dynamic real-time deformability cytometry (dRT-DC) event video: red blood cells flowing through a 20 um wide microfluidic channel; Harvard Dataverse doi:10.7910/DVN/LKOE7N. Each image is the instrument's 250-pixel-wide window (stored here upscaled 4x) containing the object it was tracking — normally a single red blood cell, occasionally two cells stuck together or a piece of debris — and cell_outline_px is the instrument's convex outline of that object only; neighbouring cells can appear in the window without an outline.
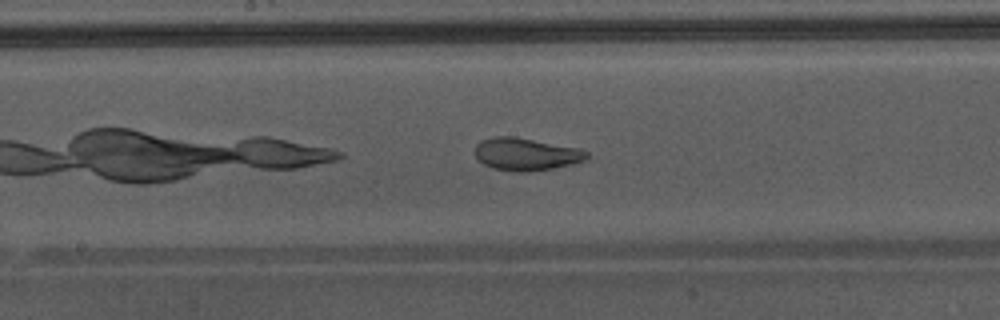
{"species": "Egyptian fruit bat (a non-hibernating species)", "species_latin": "Rousettus aegyptiacus", "temperature_condition": "warm", "stored_images_in_passage": 24, "camera_frame_rate_fps": 3000, "um_per_image_px": 0.085, "animal": {"sex": "male"}, "frame": {"image": 1, "passage_image": 11, "time_ms": 3.333, "image_size_px": [1000, 320], "cell_outline_px": [[588, 160], [552, 168], [528, 172], [516, 172], [492, 168], [484, 164], [476, 156], [476, 144], [480, 140], [496, 136], [516, 136], [580, 148], [588, 152]], "centroid_in_image_um": [44.73, 13.09], "position_along_channel_um": 203.5, "area_um2": 21.33}}
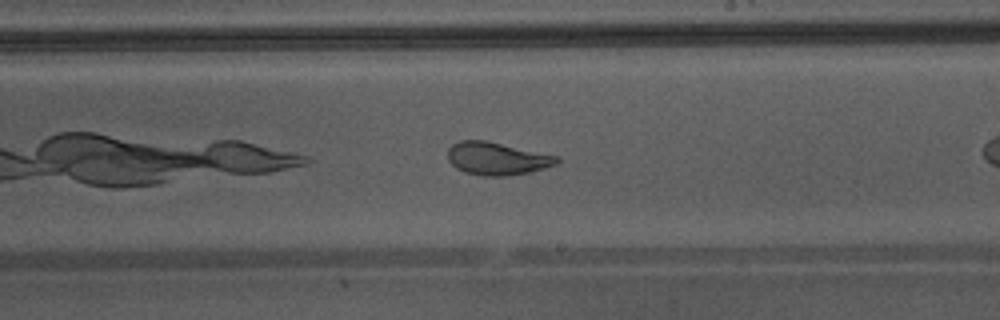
{"frame": {"image": 2, "passage_image": 14, "time_ms": 4.333, "image_size_px": [1000, 320], "cell_outline_px": [[560, 160], [556, 164], [544, 168], [528, 172], [508, 176], [484, 176], [464, 172], [456, 168], [448, 160], [448, 148], [452, 144], [460, 140], [484, 140], [560, 156]], "centroid_in_image_um": [42.24, 13.48], "position_along_channel_um": 246.8, "area_um2": 20.87}}